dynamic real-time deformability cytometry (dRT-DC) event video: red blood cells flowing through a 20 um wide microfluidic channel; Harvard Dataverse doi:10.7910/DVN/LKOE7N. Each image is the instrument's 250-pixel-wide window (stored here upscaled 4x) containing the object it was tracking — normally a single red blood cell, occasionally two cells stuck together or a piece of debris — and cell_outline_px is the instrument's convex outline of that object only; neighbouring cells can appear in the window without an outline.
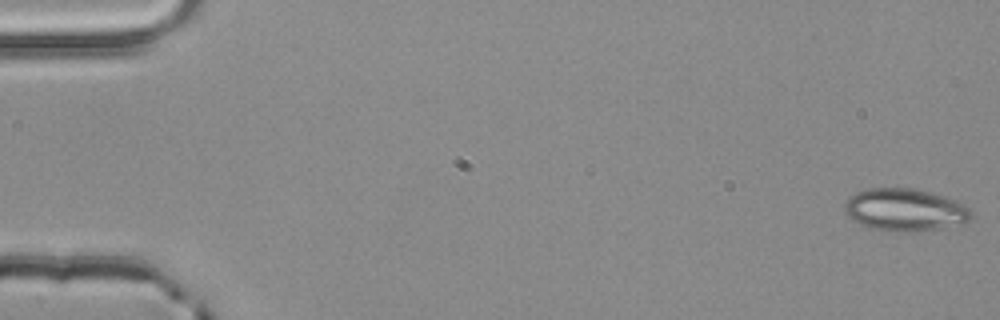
{"species": "common noctule bat (a hibernating species)", "species_latin": "Nyctalus noctula", "temperature_condition": "room temperature", "stored_images_in_passage": 21, "camera_frame_rate_fps": 3000, "um_per_image_px": 0.085, "animal": {"sex": "male", "body_mass_g": 20.4}, "frame": {"image": 1, "passage_image": 1, "time_ms": 0.0, "image_size_px": [1000, 320], "cell_outline_px": [[972, 216], [968, 220], [960, 224], [944, 228], [900, 232], [888, 232], [872, 228], [860, 224], [848, 216], [844, 212], [844, 204], [848, 196], [856, 192], [868, 188], [912, 188], [944, 196], [956, 200], [964, 204], [972, 212]], "centroid_in_image_um": [76.89, 17.83], "position_along_channel_um": 8.1, "area_um2": 31.44}}